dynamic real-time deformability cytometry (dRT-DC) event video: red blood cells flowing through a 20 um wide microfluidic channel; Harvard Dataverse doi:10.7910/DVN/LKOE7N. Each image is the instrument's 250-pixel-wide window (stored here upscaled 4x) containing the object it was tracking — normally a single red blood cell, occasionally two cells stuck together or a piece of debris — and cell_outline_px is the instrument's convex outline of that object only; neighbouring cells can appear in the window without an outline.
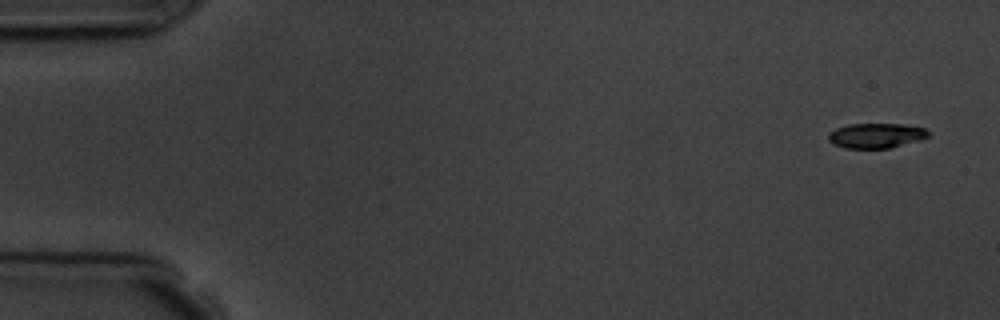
{"species": "common noctule bat (a hibernating species)", "species_latin": "Nyctalus noctula", "temperature_condition": "room temperature", "stored_images_in_passage": 4, "camera_frame_rate_fps": 3000, "um_per_image_px": 0.085, "animal": {"sex": "male", "body_mass_g": 19.5, "forearm_length_mm": 54.6}, "frame": {"image": 1, "passage_image": 1, "time_ms": 0.0, "image_size_px": [1000, 320], "cell_outline_px": [[928, 136], [920, 140], [888, 148], [844, 148], [828, 140], [828, 132], [836, 128], [848, 124], [904, 124], [924, 128], [928, 132]], "centroid_in_image_um": [74.44, 11.52], "position_along_channel_um": 10.6, "area_um2": 14.39}}
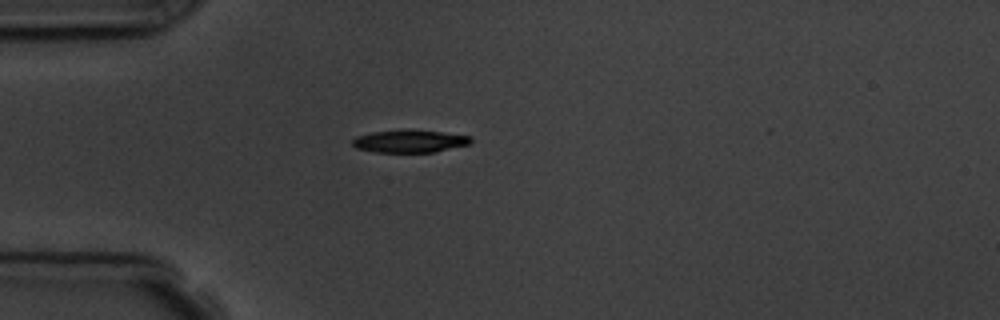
{"frame": {"image": 2, "passage_image": 4, "time_ms": 4.333, "image_size_px": [1000, 320], "cell_outline_px": [[472, 144], [432, 152], [376, 152], [356, 148], [352, 144], [352, 140], [356, 136], [372, 132], [408, 128], [472, 136]], "centroid_in_image_um": [34.83, 11.98], "position_along_channel_um": 50.2, "area_um2": 15.84}}